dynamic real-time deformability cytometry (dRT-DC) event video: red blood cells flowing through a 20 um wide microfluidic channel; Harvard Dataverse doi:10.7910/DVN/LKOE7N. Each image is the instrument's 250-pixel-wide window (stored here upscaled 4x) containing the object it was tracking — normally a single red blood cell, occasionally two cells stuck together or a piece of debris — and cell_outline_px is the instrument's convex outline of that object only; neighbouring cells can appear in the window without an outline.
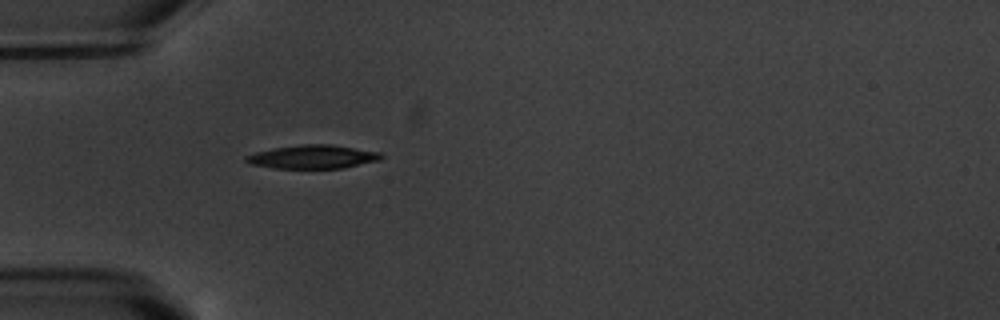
{"species": "common noctule bat (a hibernating species)", "species_latin": "Nyctalus noctula", "temperature_condition": "warm", "stored_images_in_passage": 1, "camera_frame_rate_fps": 3000, "um_per_image_px": 0.085, "animal": {"sex": "male", "body_mass_g": 20.1, "forearm_length_mm": 53.5}, "frame": {"image": 1, "passage_image": 1, "time_ms": 0.0, "image_size_px": [1000, 320], "cell_outline_px": [[384, 156], [380, 160], [344, 168], [276, 168], [248, 164], [244, 160], [244, 156], [256, 152], [272, 148], [300, 144], [332, 144], [384, 152]], "centroid_in_image_um": [26.62, 13.32], "position_along_channel_um": 58.4, "area_um2": 18.9}}